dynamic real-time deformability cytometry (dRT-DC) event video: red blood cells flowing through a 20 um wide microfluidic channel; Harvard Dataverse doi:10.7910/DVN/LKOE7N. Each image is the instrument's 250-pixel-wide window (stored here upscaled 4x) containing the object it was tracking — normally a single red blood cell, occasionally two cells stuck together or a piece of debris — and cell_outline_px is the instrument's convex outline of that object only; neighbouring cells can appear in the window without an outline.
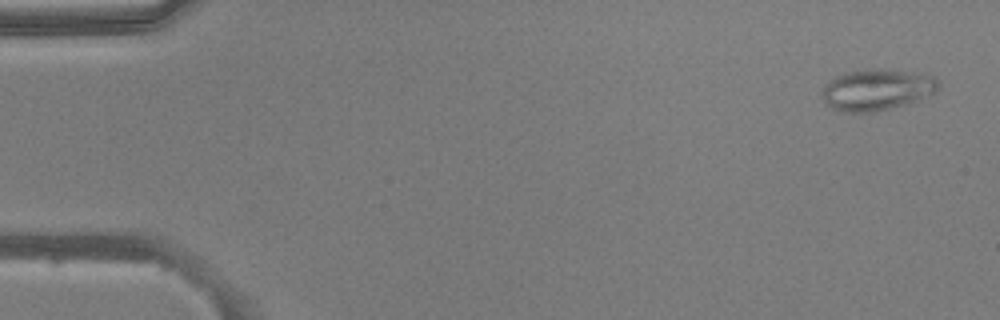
{"species": "common noctule bat (a hibernating species)", "species_latin": "Nyctalus noctula", "temperature_condition": "warm", "stored_images_in_passage": 9, "camera_frame_rate_fps": 3000, "um_per_image_px": 0.085, "animal": {"sex": "male", "body_mass_g": 20.5, "forearm_length_mm": 52.5}, "frame": {"image": 1, "passage_image": 2, "time_ms": 0.333, "image_size_px": [1000, 320], "cell_outline_px": [[940, 88], [936, 92], [908, 104], [872, 112], [836, 112], [824, 104], [820, 92], [824, 84], [836, 76], [848, 72], [868, 68], [872, 68], [932, 76], [940, 80]], "centroid_in_image_um": [74.47, 7.65], "position_along_channel_um": 10.5, "area_um2": 28.15}}